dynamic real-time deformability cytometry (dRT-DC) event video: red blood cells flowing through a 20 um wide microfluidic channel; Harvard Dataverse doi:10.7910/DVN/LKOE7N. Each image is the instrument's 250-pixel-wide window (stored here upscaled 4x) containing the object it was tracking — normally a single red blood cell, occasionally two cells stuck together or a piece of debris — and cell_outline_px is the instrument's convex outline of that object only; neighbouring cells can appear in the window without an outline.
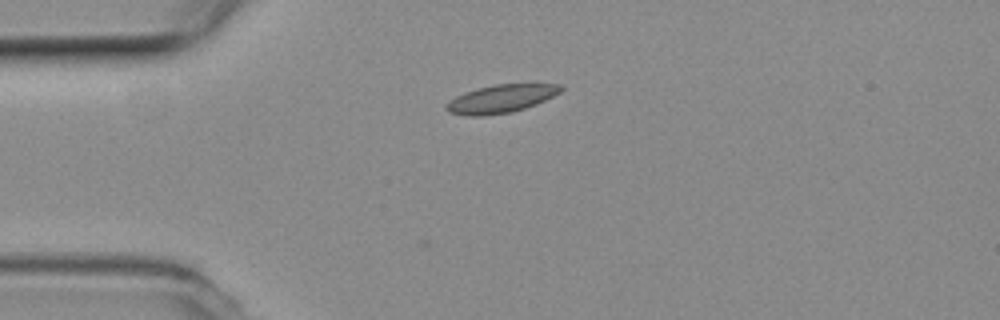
{"species": "common noctule bat (a hibernating species)", "species_latin": "Nyctalus noctula", "temperature_condition": "room temperature", "stored_images_in_passage": 3, "camera_frame_rate_fps": 3000, "um_per_image_px": 0.085, "animal": {"sex": "female", "body_mass_g": 19.3, "forearm_length_mm": 54.1}, "frame": {"image": 1, "passage_image": 1, "time_ms": 0.0, "image_size_px": [1000, 320], "cell_outline_px": [[564, 88], [560, 92], [536, 104], [512, 112], [480, 116], [468, 116], [448, 112], [444, 108], [444, 104], [448, 100], [464, 92], [496, 84], [560, 84]], "centroid_in_image_um": [42.53, 8.4], "position_along_channel_um": 42.5, "area_um2": 18.67}}